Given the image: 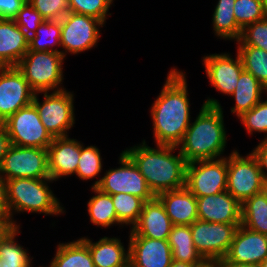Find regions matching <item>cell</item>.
<instances>
[{
	"mask_svg": "<svg viewBox=\"0 0 267 267\" xmlns=\"http://www.w3.org/2000/svg\"><path fill=\"white\" fill-rule=\"evenodd\" d=\"M185 75L183 71L171 69L151 106L156 145L177 146L190 125V101Z\"/></svg>",
	"mask_w": 267,
	"mask_h": 267,
	"instance_id": "cell-1",
	"label": "cell"
},
{
	"mask_svg": "<svg viewBox=\"0 0 267 267\" xmlns=\"http://www.w3.org/2000/svg\"><path fill=\"white\" fill-rule=\"evenodd\" d=\"M177 149L173 145H156L153 148L143 140L123 152L134 162L150 190L157 196L186 186L187 162L180 151L178 155L173 154Z\"/></svg>",
	"mask_w": 267,
	"mask_h": 267,
	"instance_id": "cell-2",
	"label": "cell"
},
{
	"mask_svg": "<svg viewBox=\"0 0 267 267\" xmlns=\"http://www.w3.org/2000/svg\"><path fill=\"white\" fill-rule=\"evenodd\" d=\"M217 99L207 98L195 121L190 123L178 151L187 163L220 159L227 143L224 116Z\"/></svg>",
	"mask_w": 267,
	"mask_h": 267,
	"instance_id": "cell-3",
	"label": "cell"
},
{
	"mask_svg": "<svg viewBox=\"0 0 267 267\" xmlns=\"http://www.w3.org/2000/svg\"><path fill=\"white\" fill-rule=\"evenodd\" d=\"M52 181L51 178L6 180L9 218L14 226H19L16 220H13L14 212L43 213L51 216L64 214L65 211L59 199L48 186Z\"/></svg>",
	"mask_w": 267,
	"mask_h": 267,
	"instance_id": "cell-4",
	"label": "cell"
},
{
	"mask_svg": "<svg viewBox=\"0 0 267 267\" xmlns=\"http://www.w3.org/2000/svg\"><path fill=\"white\" fill-rule=\"evenodd\" d=\"M65 57L56 51L28 50L16 66L30 87L38 92L60 91Z\"/></svg>",
	"mask_w": 267,
	"mask_h": 267,
	"instance_id": "cell-5",
	"label": "cell"
},
{
	"mask_svg": "<svg viewBox=\"0 0 267 267\" xmlns=\"http://www.w3.org/2000/svg\"><path fill=\"white\" fill-rule=\"evenodd\" d=\"M227 168L226 191L241 204L267 188V181L252 153L241 156L237 150H233L227 157Z\"/></svg>",
	"mask_w": 267,
	"mask_h": 267,
	"instance_id": "cell-6",
	"label": "cell"
},
{
	"mask_svg": "<svg viewBox=\"0 0 267 267\" xmlns=\"http://www.w3.org/2000/svg\"><path fill=\"white\" fill-rule=\"evenodd\" d=\"M44 94L40 103L38 95ZM32 103L35 105L40 120L53 137L69 136L68 131L75 124L74 94L66 90L35 93Z\"/></svg>",
	"mask_w": 267,
	"mask_h": 267,
	"instance_id": "cell-7",
	"label": "cell"
},
{
	"mask_svg": "<svg viewBox=\"0 0 267 267\" xmlns=\"http://www.w3.org/2000/svg\"><path fill=\"white\" fill-rule=\"evenodd\" d=\"M119 164L121 166L118 168L106 171L103 177L92 184V187H97L109 195L117 193L132 194L141 198L144 202L156 197L137 166L123 151L119 157Z\"/></svg>",
	"mask_w": 267,
	"mask_h": 267,
	"instance_id": "cell-8",
	"label": "cell"
},
{
	"mask_svg": "<svg viewBox=\"0 0 267 267\" xmlns=\"http://www.w3.org/2000/svg\"><path fill=\"white\" fill-rule=\"evenodd\" d=\"M3 125L11 145L47 149L54 139L42 124L33 103L19 109Z\"/></svg>",
	"mask_w": 267,
	"mask_h": 267,
	"instance_id": "cell-9",
	"label": "cell"
},
{
	"mask_svg": "<svg viewBox=\"0 0 267 267\" xmlns=\"http://www.w3.org/2000/svg\"><path fill=\"white\" fill-rule=\"evenodd\" d=\"M0 173L5 180L15 178H50L47 149L10 145Z\"/></svg>",
	"mask_w": 267,
	"mask_h": 267,
	"instance_id": "cell-10",
	"label": "cell"
},
{
	"mask_svg": "<svg viewBox=\"0 0 267 267\" xmlns=\"http://www.w3.org/2000/svg\"><path fill=\"white\" fill-rule=\"evenodd\" d=\"M61 54H79L92 49L100 39L103 23L93 17L68 12L61 20ZM65 49V50H64Z\"/></svg>",
	"mask_w": 267,
	"mask_h": 267,
	"instance_id": "cell-11",
	"label": "cell"
},
{
	"mask_svg": "<svg viewBox=\"0 0 267 267\" xmlns=\"http://www.w3.org/2000/svg\"><path fill=\"white\" fill-rule=\"evenodd\" d=\"M241 224L206 222L197 219L190 225L197 252L205 261L223 259L233 241L234 233Z\"/></svg>",
	"mask_w": 267,
	"mask_h": 267,
	"instance_id": "cell-12",
	"label": "cell"
},
{
	"mask_svg": "<svg viewBox=\"0 0 267 267\" xmlns=\"http://www.w3.org/2000/svg\"><path fill=\"white\" fill-rule=\"evenodd\" d=\"M227 156L187 163L186 188L197 198L215 195L227 188Z\"/></svg>",
	"mask_w": 267,
	"mask_h": 267,
	"instance_id": "cell-13",
	"label": "cell"
},
{
	"mask_svg": "<svg viewBox=\"0 0 267 267\" xmlns=\"http://www.w3.org/2000/svg\"><path fill=\"white\" fill-rule=\"evenodd\" d=\"M35 91L16 66L0 67V123L28 106Z\"/></svg>",
	"mask_w": 267,
	"mask_h": 267,
	"instance_id": "cell-14",
	"label": "cell"
},
{
	"mask_svg": "<svg viewBox=\"0 0 267 267\" xmlns=\"http://www.w3.org/2000/svg\"><path fill=\"white\" fill-rule=\"evenodd\" d=\"M203 62L211 86L220 93L230 96L244 70L238 53L235 59L229 53L210 54L203 57Z\"/></svg>",
	"mask_w": 267,
	"mask_h": 267,
	"instance_id": "cell-15",
	"label": "cell"
},
{
	"mask_svg": "<svg viewBox=\"0 0 267 267\" xmlns=\"http://www.w3.org/2000/svg\"><path fill=\"white\" fill-rule=\"evenodd\" d=\"M267 257V235L239 225L226 256L219 261L260 264Z\"/></svg>",
	"mask_w": 267,
	"mask_h": 267,
	"instance_id": "cell-16",
	"label": "cell"
},
{
	"mask_svg": "<svg viewBox=\"0 0 267 267\" xmlns=\"http://www.w3.org/2000/svg\"><path fill=\"white\" fill-rule=\"evenodd\" d=\"M128 249L134 267H169L173 261L168 240L129 236Z\"/></svg>",
	"mask_w": 267,
	"mask_h": 267,
	"instance_id": "cell-17",
	"label": "cell"
},
{
	"mask_svg": "<svg viewBox=\"0 0 267 267\" xmlns=\"http://www.w3.org/2000/svg\"><path fill=\"white\" fill-rule=\"evenodd\" d=\"M198 219L206 222L241 224V203L228 191L197 197Z\"/></svg>",
	"mask_w": 267,
	"mask_h": 267,
	"instance_id": "cell-18",
	"label": "cell"
},
{
	"mask_svg": "<svg viewBox=\"0 0 267 267\" xmlns=\"http://www.w3.org/2000/svg\"><path fill=\"white\" fill-rule=\"evenodd\" d=\"M48 152L50 178L57 181L61 177L76 174L80 157V142L68 136L53 139Z\"/></svg>",
	"mask_w": 267,
	"mask_h": 267,
	"instance_id": "cell-19",
	"label": "cell"
},
{
	"mask_svg": "<svg viewBox=\"0 0 267 267\" xmlns=\"http://www.w3.org/2000/svg\"><path fill=\"white\" fill-rule=\"evenodd\" d=\"M173 223L166 214L161 201L155 197L143 204L138 222L130 230L129 236L168 240Z\"/></svg>",
	"mask_w": 267,
	"mask_h": 267,
	"instance_id": "cell-20",
	"label": "cell"
},
{
	"mask_svg": "<svg viewBox=\"0 0 267 267\" xmlns=\"http://www.w3.org/2000/svg\"><path fill=\"white\" fill-rule=\"evenodd\" d=\"M29 49V37L14 20L0 19V67L17 66Z\"/></svg>",
	"mask_w": 267,
	"mask_h": 267,
	"instance_id": "cell-21",
	"label": "cell"
},
{
	"mask_svg": "<svg viewBox=\"0 0 267 267\" xmlns=\"http://www.w3.org/2000/svg\"><path fill=\"white\" fill-rule=\"evenodd\" d=\"M173 225H191L198 219L196 197L186 188L165 191L156 196Z\"/></svg>",
	"mask_w": 267,
	"mask_h": 267,
	"instance_id": "cell-22",
	"label": "cell"
},
{
	"mask_svg": "<svg viewBox=\"0 0 267 267\" xmlns=\"http://www.w3.org/2000/svg\"><path fill=\"white\" fill-rule=\"evenodd\" d=\"M80 239L88 246L95 267H122L129 261V249L125 250L120 238L105 236L97 242Z\"/></svg>",
	"mask_w": 267,
	"mask_h": 267,
	"instance_id": "cell-23",
	"label": "cell"
},
{
	"mask_svg": "<svg viewBox=\"0 0 267 267\" xmlns=\"http://www.w3.org/2000/svg\"><path fill=\"white\" fill-rule=\"evenodd\" d=\"M264 91L267 92V88L251 73L243 70L234 92L230 95L235 99V106L231 107V112L240 117L262 100L261 94L265 93Z\"/></svg>",
	"mask_w": 267,
	"mask_h": 267,
	"instance_id": "cell-24",
	"label": "cell"
},
{
	"mask_svg": "<svg viewBox=\"0 0 267 267\" xmlns=\"http://www.w3.org/2000/svg\"><path fill=\"white\" fill-rule=\"evenodd\" d=\"M168 243L173 260L189 263L194 267L205 261L195 248L190 225H173Z\"/></svg>",
	"mask_w": 267,
	"mask_h": 267,
	"instance_id": "cell-25",
	"label": "cell"
},
{
	"mask_svg": "<svg viewBox=\"0 0 267 267\" xmlns=\"http://www.w3.org/2000/svg\"><path fill=\"white\" fill-rule=\"evenodd\" d=\"M241 225L267 235V188L241 204Z\"/></svg>",
	"mask_w": 267,
	"mask_h": 267,
	"instance_id": "cell-26",
	"label": "cell"
},
{
	"mask_svg": "<svg viewBox=\"0 0 267 267\" xmlns=\"http://www.w3.org/2000/svg\"><path fill=\"white\" fill-rule=\"evenodd\" d=\"M49 267H95L88 246L79 238L60 243Z\"/></svg>",
	"mask_w": 267,
	"mask_h": 267,
	"instance_id": "cell-27",
	"label": "cell"
},
{
	"mask_svg": "<svg viewBox=\"0 0 267 267\" xmlns=\"http://www.w3.org/2000/svg\"><path fill=\"white\" fill-rule=\"evenodd\" d=\"M236 0H218L214 9L212 23L217 37L238 41L242 29L237 25L233 7Z\"/></svg>",
	"mask_w": 267,
	"mask_h": 267,
	"instance_id": "cell-28",
	"label": "cell"
},
{
	"mask_svg": "<svg viewBox=\"0 0 267 267\" xmlns=\"http://www.w3.org/2000/svg\"><path fill=\"white\" fill-rule=\"evenodd\" d=\"M91 191L95 193V196H92L87 204L90 222L103 228L114 224L120 225L111 195L102 192L97 187H91Z\"/></svg>",
	"mask_w": 267,
	"mask_h": 267,
	"instance_id": "cell-29",
	"label": "cell"
},
{
	"mask_svg": "<svg viewBox=\"0 0 267 267\" xmlns=\"http://www.w3.org/2000/svg\"><path fill=\"white\" fill-rule=\"evenodd\" d=\"M20 226H14L0 241V260L2 267H32V259L23 246L15 241L21 233Z\"/></svg>",
	"mask_w": 267,
	"mask_h": 267,
	"instance_id": "cell-30",
	"label": "cell"
},
{
	"mask_svg": "<svg viewBox=\"0 0 267 267\" xmlns=\"http://www.w3.org/2000/svg\"><path fill=\"white\" fill-rule=\"evenodd\" d=\"M61 21L44 20L36 30V33L29 38V49L34 51H56L54 46L61 47Z\"/></svg>",
	"mask_w": 267,
	"mask_h": 267,
	"instance_id": "cell-31",
	"label": "cell"
},
{
	"mask_svg": "<svg viewBox=\"0 0 267 267\" xmlns=\"http://www.w3.org/2000/svg\"><path fill=\"white\" fill-rule=\"evenodd\" d=\"M237 48L244 70L251 73L267 88V52L253 46Z\"/></svg>",
	"mask_w": 267,
	"mask_h": 267,
	"instance_id": "cell-32",
	"label": "cell"
},
{
	"mask_svg": "<svg viewBox=\"0 0 267 267\" xmlns=\"http://www.w3.org/2000/svg\"><path fill=\"white\" fill-rule=\"evenodd\" d=\"M118 222L130 228L138 222L144 201L132 194L117 193L111 195Z\"/></svg>",
	"mask_w": 267,
	"mask_h": 267,
	"instance_id": "cell-33",
	"label": "cell"
},
{
	"mask_svg": "<svg viewBox=\"0 0 267 267\" xmlns=\"http://www.w3.org/2000/svg\"><path fill=\"white\" fill-rule=\"evenodd\" d=\"M100 154V150L96 146L85 147L80 142V157L75 175L81 180L95 179L102 170V157Z\"/></svg>",
	"mask_w": 267,
	"mask_h": 267,
	"instance_id": "cell-34",
	"label": "cell"
},
{
	"mask_svg": "<svg viewBox=\"0 0 267 267\" xmlns=\"http://www.w3.org/2000/svg\"><path fill=\"white\" fill-rule=\"evenodd\" d=\"M233 12L241 29L265 18L263 0H236Z\"/></svg>",
	"mask_w": 267,
	"mask_h": 267,
	"instance_id": "cell-35",
	"label": "cell"
},
{
	"mask_svg": "<svg viewBox=\"0 0 267 267\" xmlns=\"http://www.w3.org/2000/svg\"><path fill=\"white\" fill-rule=\"evenodd\" d=\"M69 12L84 14L106 22L113 0H68Z\"/></svg>",
	"mask_w": 267,
	"mask_h": 267,
	"instance_id": "cell-36",
	"label": "cell"
},
{
	"mask_svg": "<svg viewBox=\"0 0 267 267\" xmlns=\"http://www.w3.org/2000/svg\"><path fill=\"white\" fill-rule=\"evenodd\" d=\"M238 119H240L246 132L250 135L253 132L267 134V100H260L252 109L243 113ZM264 139H267V135Z\"/></svg>",
	"mask_w": 267,
	"mask_h": 267,
	"instance_id": "cell-37",
	"label": "cell"
},
{
	"mask_svg": "<svg viewBox=\"0 0 267 267\" xmlns=\"http://www.w3.org/2000/svg\"><path fill=\"white\" fill-rule=\"evenodd\" d=\"M236 42L239 46H253L267 52V18L244 27Z\"/></svg>",
	"mask_w": 267,
	"mask_h": 267,
	"instance_id": "cell-38",
	"label": "cell"
},
{
	"mask_svg": "<svg viewBox=\"0 0 267 267\" xmlns=\"http://www.w3.org/2000/svg\"><path fill=\"white\" fill-rule=\"evenodd\" d=\"M44 20H61L69 12L68 0H28Z\"/></svg>",
	"mask_w": 267,
	"mask_h": 267,
	"instance_id": "cell-39",
	"label": "cell"
},
{
	"mask_svg": "<svg viewBox=\"0 0 267 267\" xmlns=\"http://www.w3.org/2000/svg\"><path fill=\"white\" fill-rule=\"evenodd\" d=\"M14 21L30 38L36 33L37 28L44 21V19L27 0L22 8L18 11Z\"/></svg>",
	"mask_w": 267,
	"mask_h": 267,
	"instance_id": "cell-40",
	"label": "cell"
},
{
	"mask_svg": "<svg viewBox=\"0 0 267 267\" xmlns=\"http://www.w3.org/2000/svg\"><path fill=\"white\" fill-rule=\"evenodd\" d=\"M27 0H0V19L14 20Z\"/></svg>",
	"mask_w": 267,
	"mask_h": 267,
	"instance_id": "cell-41",
	"label": "cell"
},
{
	"mask_svg": "<svg viewBox=\"0 0 267 267\" xmlns=\"http://www.w3.org/2000/svg\"><path fill=\"white\" fill-rule=\"evenodd\" d=\"M252 155L256 158L259 168L262 171L263 177L267 181V139H263L256 147L251 151ZM266 170V171H264Z\"/></svg>",
	"mask_w": 267,
	"mask_h": 267,
	"instance_id": "cell-42",
	"label": "cell"
},
{
	"mask_svg": "<svg viewBox=\"0 0 267 267\" xmlns=\"http://www.w3.org/2000/svg\"><path fill=\"white\" fill-rule=\"evenodd\" d=\"M0 216L9 217L6 180L0 173Z\"/></svg>",
	"mask_w": 267,
	"mask_h": 267,
	"instance_id": "cell-43",
	"label": "cell"
},
{
	"mask_svg": "<svg viewBox=\"0 0 267 267\" xmlns=\"http://www.w3.org/2000/svg\"><path fill=\"white\" fill-rule=\"evenodd\" d=\"M10 139L3 123H0V165L3 162L4 156L10 146Z\"/></svg>",
	"mask_w": 267,
	"mask_h": 267,
	"instance_id": "cell-44",
	"label": "cell"
},
{
	"mask_svg": "<svg viewBox=\"0 0 267 267\" xmlns=\"http://www.w3.org/2000/svg\"><path fill=\"white\" fill-rule=\"evenodd\" d=\"M14 227L9 217L0 216V241L7 235V233Z\"/></svg>",
	"mask_w": 267,
	"mask_h": 267,
	"instance_id": "cell-45",
	"label": "cell"
},
{
	"mask_svg": "<svg viewBox=\"0 0 267 267\" xmlns=\"http://www.w3.org/2000/svg\"><path fill=\"white\" fill-rule=\"evenodd\" d=\"M217 263L219 267H260L259 264H245V263L235 264L230 261H217Z\"/></svg>",
	"mask_w": 267,
	"mask_h": 267,
	"instance_id": "cell-46",
	"label": "cell"
},
{
	"mask_svg": "<svg viewBox=\"0 0 267 267\" xmlns=\"http://www.w3.org/2000/svg\"><path fill=\"white\" fill-rule=\"evenodd\" d=\"M169 267H194L192 264L173 260Z\"/></svg>",
	"mask_w": 267,
	"mask_h": 267,
	"instance_id": "cell-47",
	"label": "cell"
},
{
	"mask_svg": "<svg viewBox=\"0 0 267 267\" xmlns=\"http://www.w3.org/2000/svg\"><path fill=\"white\" fill-rule=\"evenodd\" d=\"M195 267H219L217 261H204L201 265Z\"/></svg>",
	"mask_w": 267,
	"mask_h": 267,
	"instance_id": "cell-48",
	"label": "cell"
},
{
	"mask_svg": "<svg viewBox=\"0 0 267 267\" xmlns=\"http://www.w3.org/2000/svg\"><path fill=\"white\" fill-rule=\"evenodd\" d=\"M263 6H264L265 18H267V0H263Z\"/></svg>",
	"mask_w": 267,
	"mask_h": 267,
	"instance_id": "cell-49",
	"label": "cell"
},
{
	"mask_svg": "<svg viewBox=\"0 0 267 267\" xmlns=\"http://www.w3.org/2000/svg\"><path fill=\"white\" fill-rule=\"evenodd\" d=\"M259 265L260 267H267V257Z\"/></svg>",
	"mask_w": 267,
	"mask_h": 267,
	"instance_id": "cell-50",
	"label": "cell"
},
{
	"mask_svg": "<svg viewBox=\"0 0 267 267\" xmlns=\"http://www.w3.org/2000/svg\"><path fill=\"white\" fill-rule=\"evenodd\" d=\"M122 267H134V265L130 262V261H128L124 266H122Z\"/></svg>",
	"mask_w": 267,
	"mask_h": 267,
	"instance_id": "cell-51",
	"label": "cell"
}]
</instances>
